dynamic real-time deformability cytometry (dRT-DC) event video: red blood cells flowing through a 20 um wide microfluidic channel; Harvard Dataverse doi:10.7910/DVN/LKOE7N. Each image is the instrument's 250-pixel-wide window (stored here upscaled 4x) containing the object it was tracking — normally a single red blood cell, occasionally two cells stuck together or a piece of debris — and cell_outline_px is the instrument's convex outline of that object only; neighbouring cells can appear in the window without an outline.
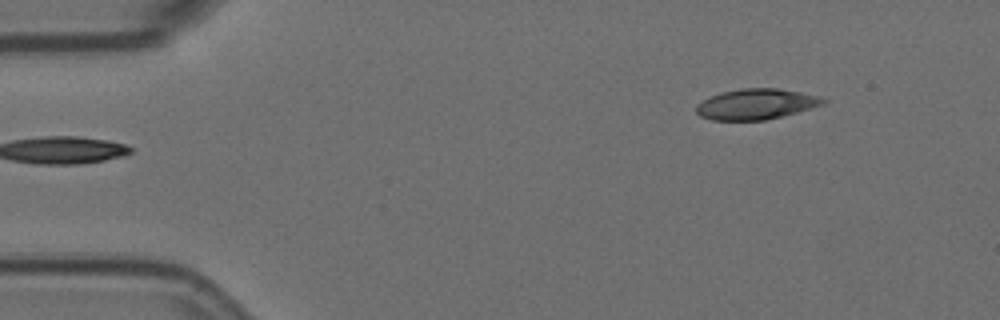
{"species": "Egyptian fruit bat (a non-hibernating species)", "species_latin": "Rousettus aegyptiacus", "temperature_condition": "room temperature", "stored_images_in_passage": 2, "camera_frame_rate_fps": 3000, "um_per_image_px": 0.085, "animal": {"sex": "female"}, "frame": {"image": 1, "passage_image": 2, "time_ms": 0.333, "image_size_px": [1000, 320], "cell_outline_px": [[828, 100], [824, 104], [796, 112], [764, 120], [712, 120], [700, 116], [696, 112], [696, 104], [720, 92], [740, 88], [780, 88], [820, 96]], "centroid_in_image_um": [64.27, 8.84], "position_along_channel_um": 20.7, "area_um2": 22.54}}